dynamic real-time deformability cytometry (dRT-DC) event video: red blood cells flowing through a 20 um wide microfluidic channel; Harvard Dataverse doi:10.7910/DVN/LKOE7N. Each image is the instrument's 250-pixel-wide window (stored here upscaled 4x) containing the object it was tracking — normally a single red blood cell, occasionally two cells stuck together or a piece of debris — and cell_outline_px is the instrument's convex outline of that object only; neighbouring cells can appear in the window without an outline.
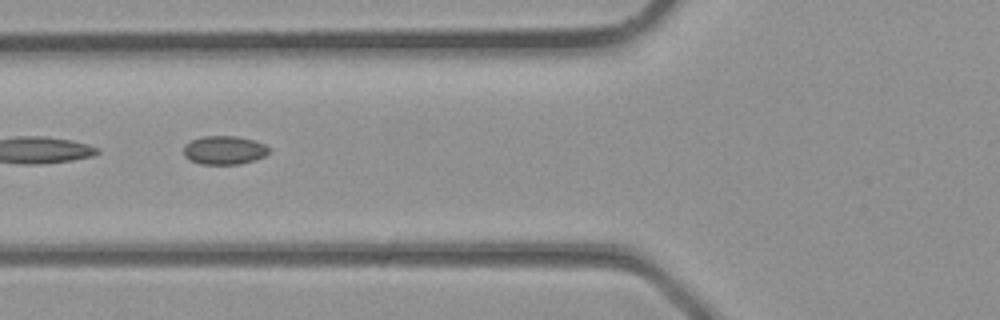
{"species": "common noctule bat (a hibernating species)", "species_latin": "Nyctalus noctula", "temperature_condition": "room temperature", "stored_images_in_passage": 4, "camera_frame_rate_fps": 3000, "um_per_image_px": 0.085, "animal": {"sex": "male", "body_mass_g": 23.1, "forearm_length_mm": 52.7}, "frame": {"image": 1, "passage_image": 4, "time_ms": 1.0, "image_size_px": [1000, 320], "cell_outline_px": [[268, 152], [264, 156], [240, 164], [200, 164], [184, 156], [184, 144], [192, 140], [204, 136], [236, 136], [252, 140], [264, 144], [268, 148]], "centroid_in_image_um": [19.03, 12.76], "position_along_channel_um": 106.8, "area_um2": 13.99}}